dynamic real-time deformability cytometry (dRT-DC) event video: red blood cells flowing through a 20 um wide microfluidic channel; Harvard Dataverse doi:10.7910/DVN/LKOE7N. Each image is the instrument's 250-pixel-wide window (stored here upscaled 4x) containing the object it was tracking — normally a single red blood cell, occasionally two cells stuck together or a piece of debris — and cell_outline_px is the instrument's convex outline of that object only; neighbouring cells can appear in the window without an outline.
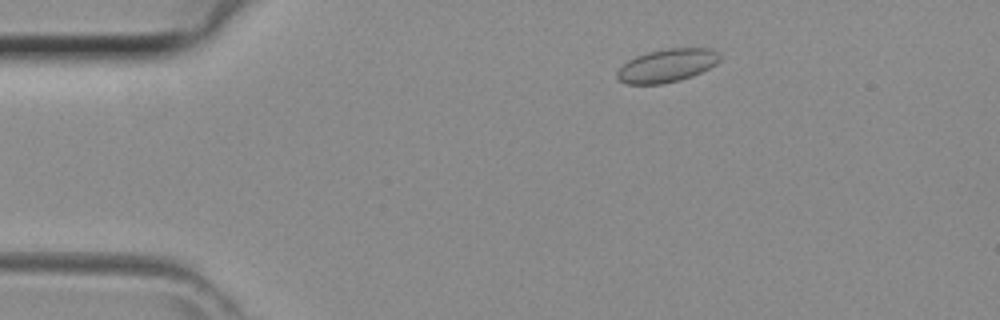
{"species": "common noctule bat (a hibernating species)", "species_latin": "Nyctalus noctula", "temperature_condition": "room temperature", "stored_images_in_passage": 41, "camera_frame_rate_fps": 3000, "um_per_image_px": 0.085, "animal": {"sex": "female", "body_mass_g": 29.2, "forearm_length_mm": 56.3}, "frame": {"image": 1, "passage_image": 5, "time_ms": 1.333, "image_size_px": [1000, 320], "cell_outline_px": [[720, 60], [716, 64], [692, 76], [680, 80], [660, 84], [628, 84], [620, 80], [616, 76], [616, 72], [628, 60], [636, 56], [648, 52], [668, 48], [712, 48], [720, 56]], "centroid_in_image_um": [56.69, 5.57], "position_along_channel_um": 28.3, "area_um2": 19.71}}
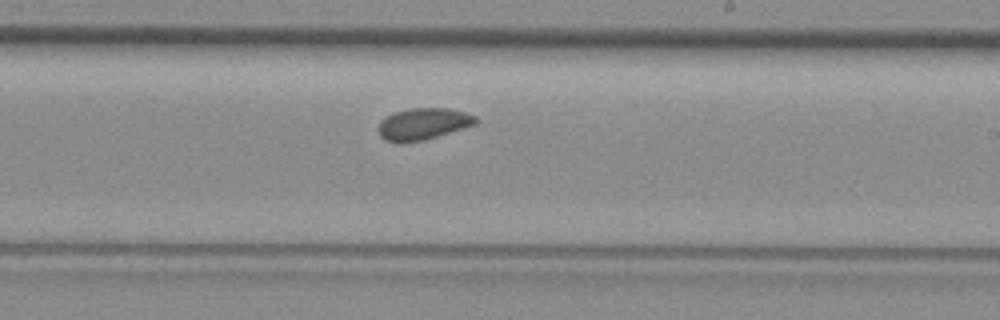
{"frame": {"image": 2, "passage_image": 23, "time_ms": 7.333, "image_size_px": [1000, 320], "cell_outline_px": [[480, 120], [476, 124], [464, 128], [424, 140], [400, 144], [384, 140], [380, 136], [376, 128], [380, 120], [384, 116], [392, 112], [408, 108], [448, 108], [464, 112], [476, 116]], "centroid_in_image_um": [35.91, 10.54], "position_along_channel_um": 253.1, "area_um2": 18.5}}
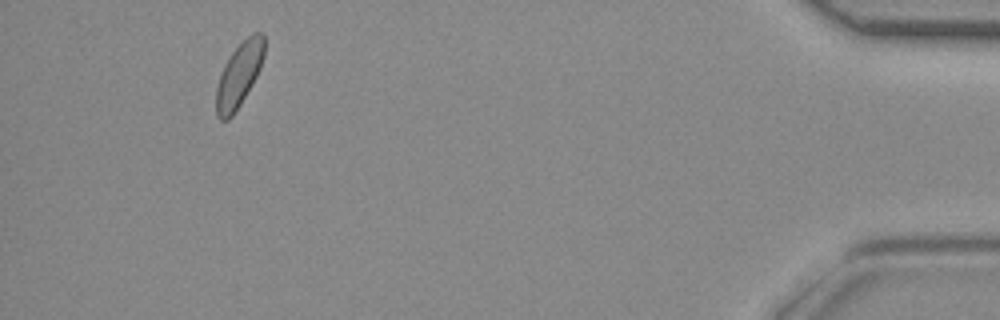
{"frame": {"image": 3, "passage_image": 38, "time_ms": 12.333, "image_size_px": [1000, 320], "cell_outline_px": [[264, 56], [260, 68], [252, 84], [240, 104], [232, 116], [228, 120], [220, 120], [216, 116], [216, 88], [220, 76], [232, 52], [252, 32], [264, 32]], "centroid_in_image_um": [20.33, 6.37], "position_along_channel_um": 414.9, "area_um2": 17.69}}